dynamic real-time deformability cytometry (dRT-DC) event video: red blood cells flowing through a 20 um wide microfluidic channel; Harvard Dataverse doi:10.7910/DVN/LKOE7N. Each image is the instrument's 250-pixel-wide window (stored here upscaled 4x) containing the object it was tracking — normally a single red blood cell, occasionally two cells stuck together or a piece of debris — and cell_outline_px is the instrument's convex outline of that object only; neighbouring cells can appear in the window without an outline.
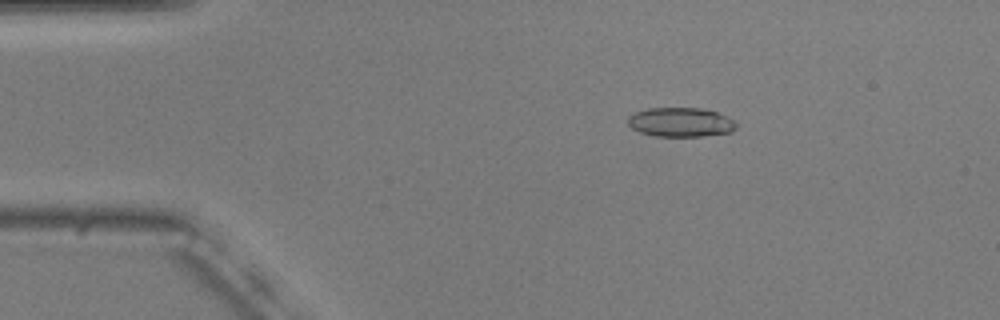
{"species": "common noctule bat (a hibernating species)", "species_latin": "Nyctalus noctula", "temperature_condition": "warm", "stored_images_in_passage": 55, "camera_frame_rate_fps": 3000, "um_per_image_px": 0.085, "animal": {"sex": "male", "body_mass_g": 20.5, "forearm_length_mm": 52.5}, "frame": {"image": 1, "passage_image": 10, "time_ms": 3.0, "image_size_px": [1000, 320], "cell_outline_px": [[736, 128], [732, 132], [700, 136], [656, 136], [640, 132], [632, 128], [628, 124], [628, 116], [636, 112], [648, 108], [700, 108], [716, 112], [732, 120], [736, 124]], "centroid_in_image_um": [57.83, 10.39], "position_along_channel_um": 27.2, "area_um2": 18.26}}
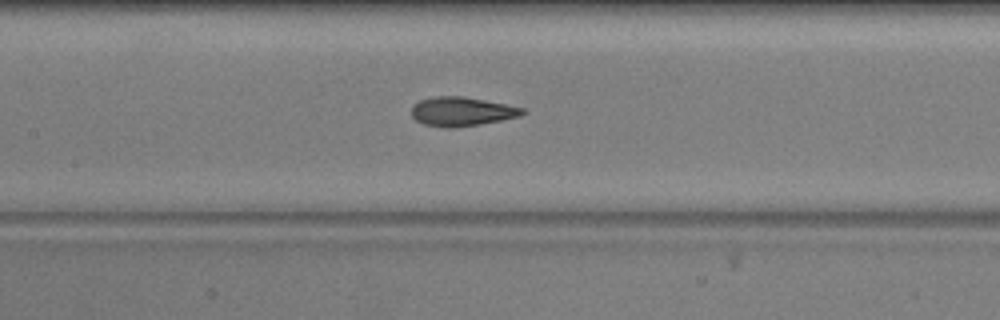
{"frame": {"image": 2, "passage_image": 26, "time_ms": 8.333, "image_size_px": [1000, 320], "cell_outline_px": [[528, 112], [520, 116], [500, 120], [452, 128], [444, 128], [424, 124], [416, 120], [412, 116], [412, 104], [420, 100], [436, 96], [464, 96], [524, 108]], "centroid_in_image_um": [39.23, 9.47], "position_along_channel_um": 168.2, "area_um2": 18.67}}
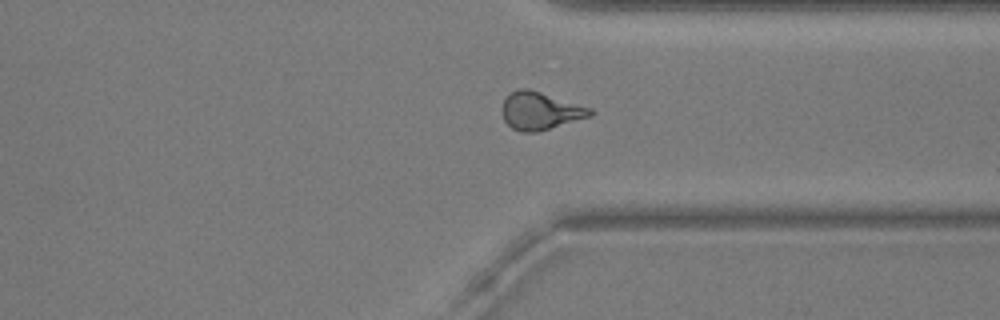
{"frame": {"image": 3, "passage_image": 42, "time_ms": 13.667, "image_size_px": [1000, 320], "cell_outline_px": [[596, 112], [592, 116], [536, 132], [520, 132], [512, 128], [504, 120], [500, 108], [504, 100], [516, 88], [528, 88], [592, 108]], "centroid_in_image_um": [45.92, 9.42], "position_along_channel_um": 365.5, "area_um2": 19.42}, "authors_computed_cell_mechanics": {"area_um2": 18.785, "velocity_mm_per_s": 3.7165, "shape_relaxation_time_tau1_ms": 4.1706, "shape_relaxation_time_tau2_ms": 1.5401, "deformation_change_tau1": 0.1858, "deformation_change_tau2": 0.0899}}